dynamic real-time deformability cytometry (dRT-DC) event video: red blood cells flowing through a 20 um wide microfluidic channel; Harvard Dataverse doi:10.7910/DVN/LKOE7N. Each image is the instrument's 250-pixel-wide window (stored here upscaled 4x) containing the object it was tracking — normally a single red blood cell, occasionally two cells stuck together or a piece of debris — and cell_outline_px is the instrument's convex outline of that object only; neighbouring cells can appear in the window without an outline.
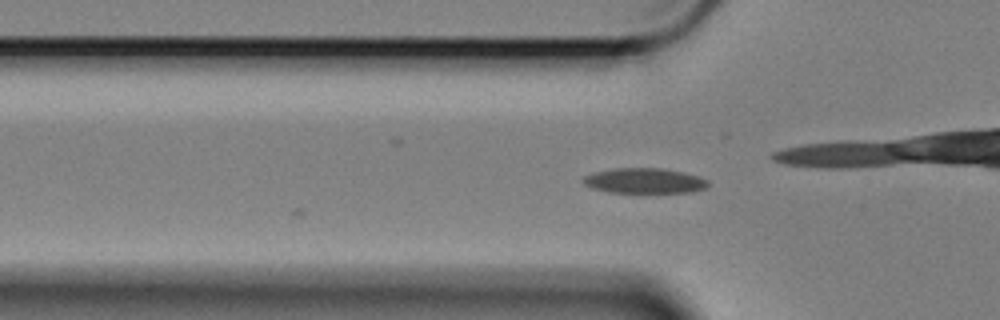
{"species": "Egyptian fruit bat (a non-hibernating species)", "species_latin": "Rousettus aegyptiacus", "temperature_condition": "cold", "stored_images_in_passage": 5, "camera_frame_rate_fps": 3000, "um_per_image_px": 0.085, "animal": {"sex": "female"}, "frame": {"image": 1, "passage_image": 5, "time_ms": 1.333, "image_size_px": [1000, 320], "cell_outline_px": [[708, 188], [692, 192], [640, 196], [608, 192], [592, 188], [584, 184], [580, 180], [584, 176], [592, 172], [612, 168], [664, 168], [684, 172], [708, 180]], "centroid_in_image_um": [54.76, 15.42], "position_along_channel_um": 71.0, "area_um2": 19.71}}